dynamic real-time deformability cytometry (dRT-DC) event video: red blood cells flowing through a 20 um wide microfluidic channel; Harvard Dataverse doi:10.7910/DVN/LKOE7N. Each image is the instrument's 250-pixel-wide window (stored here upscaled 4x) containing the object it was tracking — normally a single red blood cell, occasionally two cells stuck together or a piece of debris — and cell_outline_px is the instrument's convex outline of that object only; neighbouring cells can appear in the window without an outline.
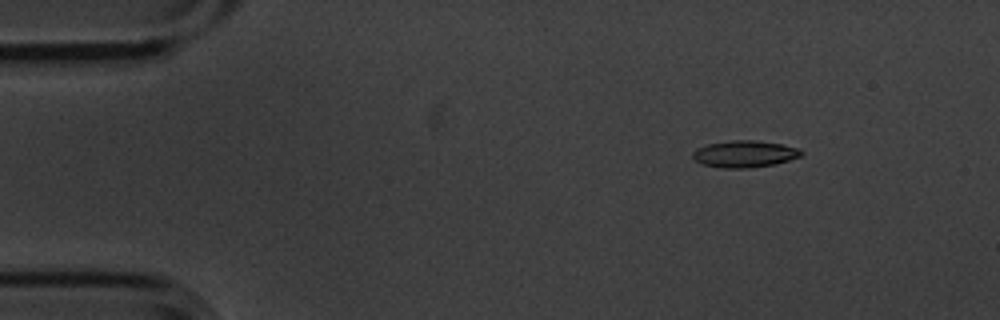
{"species": "common noctule bat (a hibernating species)", "species_latin": "Nyctalus noctula", "temperature_condition": "cold", "stored_images_in_passage": 3, "camera_frame_rate_fps": 3000, "um_per_image_px": 0.085, "animal": {"sex": "male", "body_mass_g": 20.1, "forearm_length_mm": 53.5}, "frame": {"image": 1, "passage_image": 1, "time_ms": 0.0, "image_size_px": [1000, 320], "cell_outline_px": [[804, 152], [800, 156], [776, 164], [748, 168], [720, 168], [704, 164], [696, 160], [692, 156], [692, 152], [696, 148], [708, 144], [728, 140], [756, 140], [780, 144], [800, 148]], "centroid_in_image_um": [63.29, 13.08], "position_along_channel_um": 21.7, "area_um2": 16.99}}